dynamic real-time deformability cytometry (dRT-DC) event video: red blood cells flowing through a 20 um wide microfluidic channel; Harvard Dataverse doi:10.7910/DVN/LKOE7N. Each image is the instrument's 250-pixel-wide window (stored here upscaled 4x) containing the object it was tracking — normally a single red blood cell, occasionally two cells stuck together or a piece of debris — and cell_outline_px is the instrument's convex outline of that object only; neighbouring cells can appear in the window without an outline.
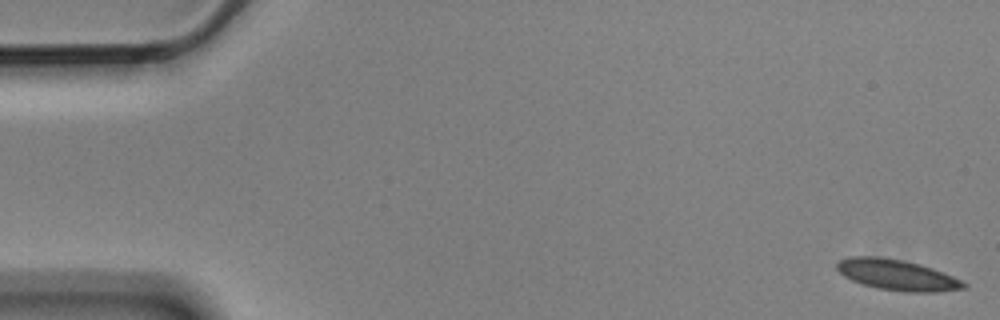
{"species": "Egyptian fruit bat (a non-hibernating species)", "species_latin": "Rousettus aegyptiacus", "temperature_condition": "cold", "stored_images_in_passage": 6, "camera_frame_rate_fps": 3000, "um_per_image_px": 0.085, "animal": {"sex": "male"}, "frame": {"image": 1, "passage_image": 1, "time_ms": 0.0, "image_size_px": [1000, 320], "cell_outline_px": [[968, 288], [936, 292], [908, 292], [880, 288], [864, 284], [852, 280], [844, 276], [836, 268], [836, 264], [840, 260], [848, 256], [880, 256], [920, 264], [932, 268], [952, 276], [968, 284]], "centroid_in_image_um": [76.26, 23.36], "position_along_channel_um": 8.7, "area_um2": 22.54}}
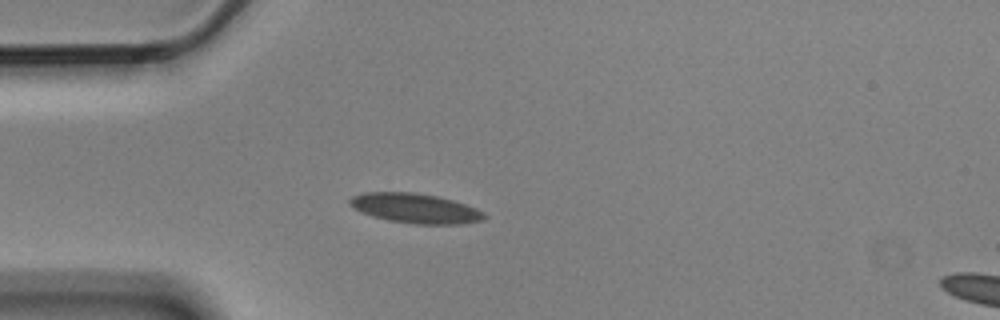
{"frame": {"image": 2, "passage_image": 5, "time_ms": 1.333, "image_size_px": [1000, 320], "cell_outline_px": [[488, 216], [484, 220], [464, 224], [416, 224], [388, 220], [372, 216], [360, 212], [352, 208], [348, 204], [348, 200], [352, 196], [364, 192], [412, 192], [436, 196], [452, 200], [476, 208], [484, 212]], "centroid_in_image_um": [35.28, 17.71], "position_along_channel_um": 49.7, "area_um2": 23.47}}